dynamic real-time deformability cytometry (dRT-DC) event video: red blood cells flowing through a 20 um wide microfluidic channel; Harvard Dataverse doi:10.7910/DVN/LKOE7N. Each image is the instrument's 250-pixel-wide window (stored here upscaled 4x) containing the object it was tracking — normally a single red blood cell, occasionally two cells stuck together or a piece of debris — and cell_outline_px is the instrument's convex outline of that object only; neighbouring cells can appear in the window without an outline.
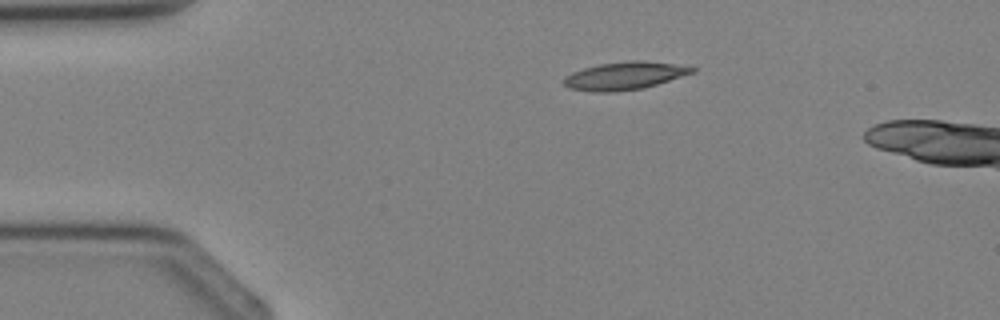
{"species": "Egyptian fruit bat (a non-hibernating species)", "species_latin": "Rousettus aegyptiacus", "temperature_condition": "cold", "stored_images_in_passage": 2, "camera_frame_rate_fps": 3000, "um_per_image_px": 0.085, "animal": {"sex": "female"}, "frame": {"image": 1, "passage_image": 1, "time_ms": 0.0, "image_size_px": [1000, 320], "cell_outline_px": [[696, 72], [644, 88], [616, 92], [596, 92], [568, 88], [560, 80], [564, 76], [572, 72], [584, 68], [600, 64], [632, 60], [644, 60], [672, 64], [696, 68]], "centroid_in_image_um": [53.05, 6.45], "position_along_channel_um": 31.9, "area_um2": 20.87}}